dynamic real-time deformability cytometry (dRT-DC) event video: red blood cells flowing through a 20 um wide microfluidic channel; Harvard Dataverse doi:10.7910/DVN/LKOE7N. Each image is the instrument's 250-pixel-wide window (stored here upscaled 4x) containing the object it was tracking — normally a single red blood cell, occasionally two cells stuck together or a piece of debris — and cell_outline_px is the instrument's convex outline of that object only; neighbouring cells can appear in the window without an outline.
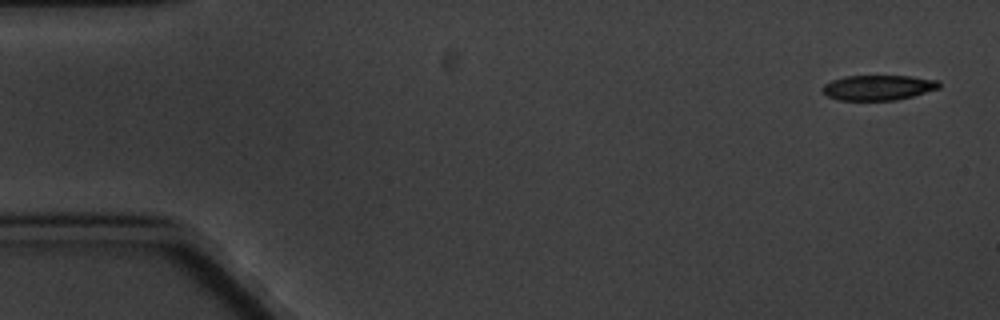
{"species": "common noctule bat (a hibernating species)", "species_latin": "Nyctalus noctula", "temperature_condition": "cold", "stored_images_in_passage": 6, "segment_of_instrument_passage": [1, 2], "camera_frame_rate_fps": 3000, "um_per_image_px": 0.085, "animal": {"sex": "male", "body_mass_g": 20.1, "forearm_length_mm": 53.5}, "frame": {"image": 1, "passage_image": 1, "time_ms": 0.0, "image_size_px": [1000, 320], "cell_outline_px": [[940, 88], [912, 96], [896, 100], [836, 100], [828, 96], [820, 88], [824, 84], [832, 80], [844, 76], [912, 76], [940, 80]], "centroid_in_image_um": [74.65, 7.44], "position_along_channel_um": 10.4, "area_um2": 17.17}}
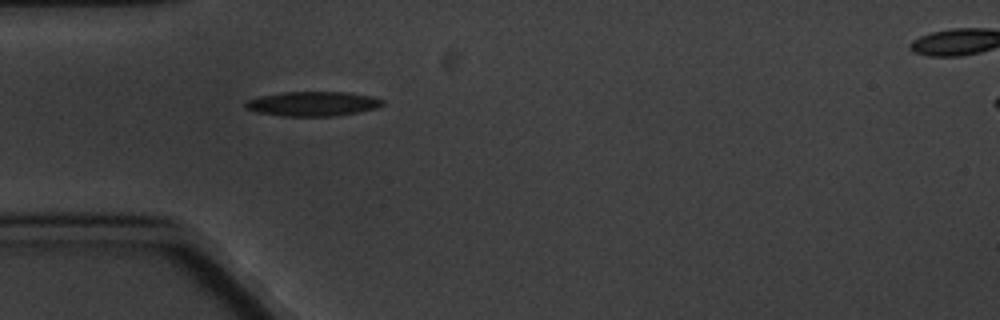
{"frame": {"image": 2, "passage_image": 5, "time_ms": 5.0, "image_size_px": [1000, 320], "cell_outline_px": [[384, 104], [376, 108], [360, 112], [336, 116], [280, 116], [256, 112], [244, 108], [244, 104], [248, 100], [260, 96], [284, 92], [348, 92], [372, 96], [384, 100]], "centroid_in_image_um": [26.59, 8.82], "position_along_channel_um": 58.4, "area_um2": 19.77}}